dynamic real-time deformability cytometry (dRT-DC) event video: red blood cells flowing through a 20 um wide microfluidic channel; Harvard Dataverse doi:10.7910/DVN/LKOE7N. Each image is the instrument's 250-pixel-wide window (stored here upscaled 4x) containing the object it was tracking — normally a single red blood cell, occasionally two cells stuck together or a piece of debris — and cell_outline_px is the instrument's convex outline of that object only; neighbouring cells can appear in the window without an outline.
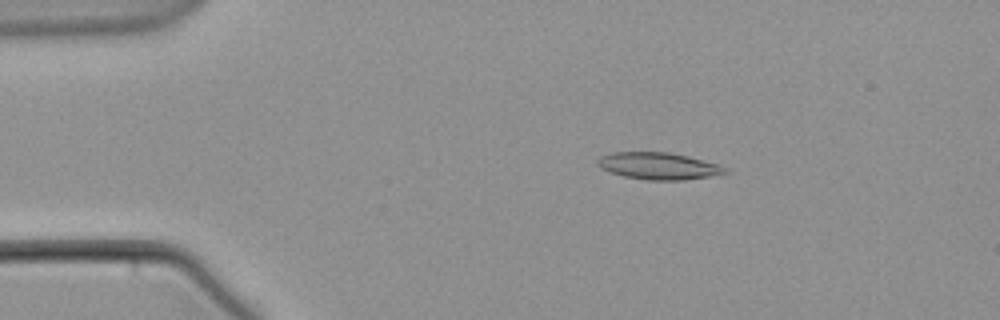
{"species": "common noctule bat (a hibernating species)", "species_latin": "Nyctalus noctula", "temperature_condition": "warm", "stored_images_in_passage": 59, "camera_frame_rate_fps": 3000, "um_per_image_px": 0.085, "animal": {"sex": "male", "body_mass_g": 21.5, "forearm_length_mm": 52.0}, "frame": {"image": 1, "passage_image": 11, "time_ms": 3.333, "image_size_px": [1000, 320], "cell_outline_px": [[728, 172], [708, 176], [684, 180], [648, 180], [624, 176], [600, 168], [596, 164], [596, 160], [600, 156], [612, 152], [668, 152], [688, 156], [720, 164], [728, 168]], "centroid_in_image_um": [55.97, 14.1], "position_along_channel_um": 29.0, "area_um2": 20.06}}
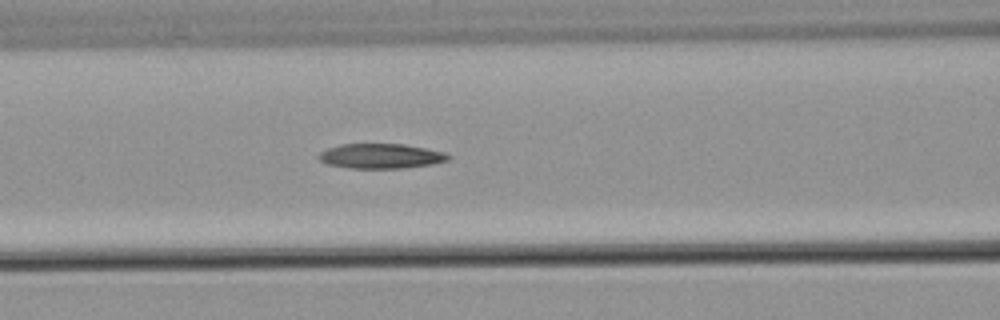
{"frame": {"image": 2, "passage_image": 25, "time_ms": 8.0, "image_size_px": [1000, 320], "cell_outline_px": [[452, 156], [448, 160], [432, 164], [404, 168], [348, 168], [328, 164], [320, 160], [316, 156], [320, 152], [328, 148], [340, 144], [404, 144], [448, 152]], "centroid_in_image_um": [32.4, 13.26], "position_along_channel_um": 134.2, "area_um2": 18.9}}
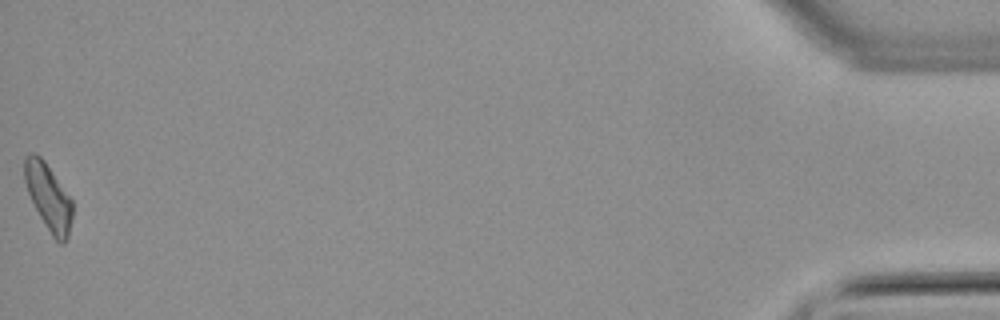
{"frame": {"image": 3, "passage_image": 59, "time_ms": 19.333, "image_size_px": [1000, 320], "cell_outline_px": [[72, 216], [68, 236], [64, 244], [60, 244], [52, 236], [40, 216], [28, 192], [24, 180], [24, 160], [28, 152], [36, 152], [44, 160], [72, 200]], "centroid_in_image_um": [4.11, 16.72], "position_along_channel_um": 431.1, "area_um2": 18.32}}